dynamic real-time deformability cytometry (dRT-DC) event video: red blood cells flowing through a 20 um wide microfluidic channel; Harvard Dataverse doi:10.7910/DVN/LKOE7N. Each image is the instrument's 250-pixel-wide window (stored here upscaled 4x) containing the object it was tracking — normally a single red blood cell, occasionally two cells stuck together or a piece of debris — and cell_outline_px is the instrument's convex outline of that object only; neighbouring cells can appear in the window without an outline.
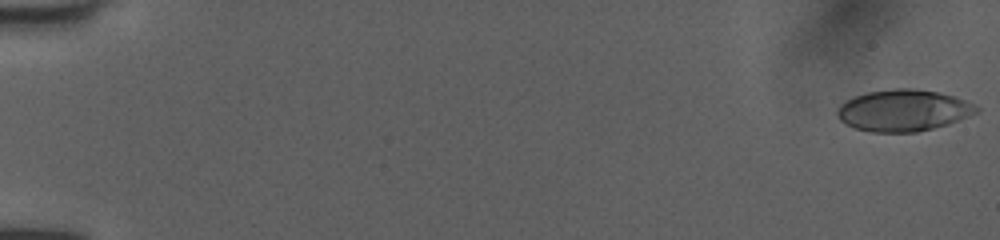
{"species": "human", "species_latin": "Homo sapiens", "temperature_condition": "room temperature", "stored_images_in_passage": 52, "camera_frame_rate_fps": 3000, "um_per_image_px": 0.085, "donor": {"sex": "female"}, "frame": {"image": 1, "passage_image": 1, "time_ms": 0.0, "image_size_px": [1000, 240], "cell_outline_px": [[980, 108], [976, 112], [968, 116], [948, 124], [916, 132], [872, 132], [856, 128], [840, 120], [836, 116], [836, 108], [844, 100], [868, 92], [892, 88], [912, 88], [940, 92], [956, 96], [976, 104]], "centroid_in_image_um": [76.78, 9.37], "position_along_channel_um": 8.2, "area_um2": 33.87}}
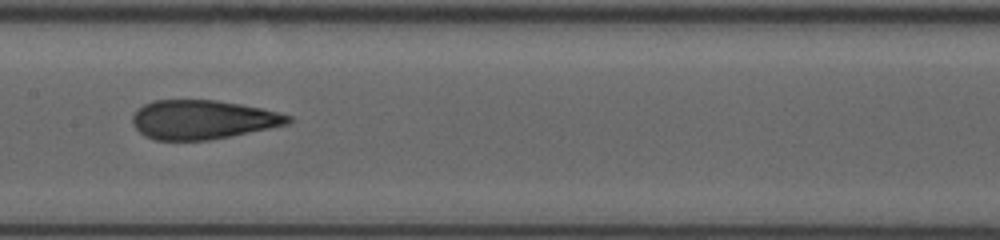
{"frame": {"image": 2, "passage_image": 28, "time_ms": 9.0, "image_size_px": [1000, 240], "cell_outline_px": [[296, 120], [288, 124], [208, 140], [156, 140], [144, 136], [132, 124], [132, 116], [136, 108], [152, 100], [216, 100], [240, 104], [280, 112], [292, 116]], "centroid_in_image_um": [17.21, 10.16], "position_along_channel_um": 190.2, "area_um2": 35.49}}
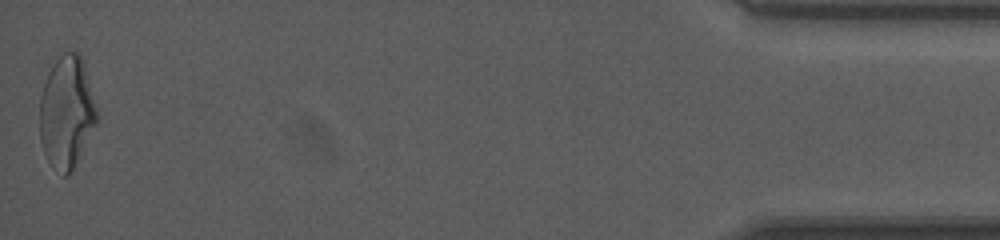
{"frame": {"image": 3, "passage_image": 52, "time_ms": 17.0, "image_size_px": [1000, 240], "cell_outline_px": [[100, 116], [76, 168], [68, 176], [64, 176], [48, 160], [44, 152], [40, 140], [40, 96], [48, 72], [52, 64], [64, 52], [76, 52], [80, 56], [84, 64]], "centroid_in_image_um": [5.69, 9.58], "position_along_channel_um": 429.5, "area_um2": 37.74}, "authors_computed_cell_mechanics": {"area_um2": 35.2291, "velocity_mm_per_s": 4.0421, "shape_relaxation_time_tau1_ms": 10.5202, "shape_relaxation_time_tau2_ms": 1.4667, "deformation_change_tau1": 0.2798, "deformation_change_tau2": 0.1096}}